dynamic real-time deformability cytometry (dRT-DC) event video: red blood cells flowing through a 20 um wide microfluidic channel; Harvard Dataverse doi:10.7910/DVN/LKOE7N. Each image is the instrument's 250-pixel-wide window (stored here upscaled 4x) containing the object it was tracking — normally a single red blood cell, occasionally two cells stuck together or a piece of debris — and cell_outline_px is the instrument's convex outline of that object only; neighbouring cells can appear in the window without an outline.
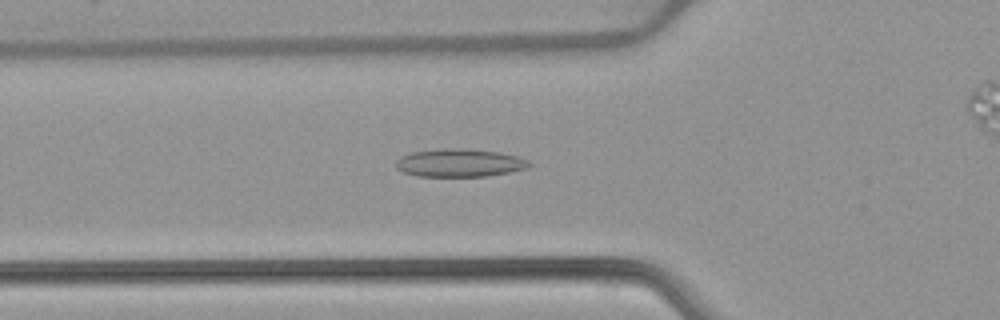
{"species": "common noctule bat (a hibernating species)", "species_latin": "Nyctalus noctula", "temperature_condition": "warm", "stored_images_in_passage": 53, "camera_frame_rate_fps": 3000, "um_per_image_px": 0.085, "animal": {"sex": "female", "body_mass_g": 22.7, "forearm_length_mm": 54.2}, "frame": {"image": 1, "passage_image": 18, "time_ms": 5.667, "image_size_px": [1000, 320], "cell_outline_px": [[532, 164], [528, 168], [508, 172], [484, 176], [416, 176], [404, 172], [396, 168], [396, 160], [400, 156], [412, 152], [440, 148], [468, 148], [500, 152], [516, 156], [528, 160]], "centroid_in_image_um": [39.05, 13.83], "position_along_channel_um": 86.8, "area_um2": 21.85}}
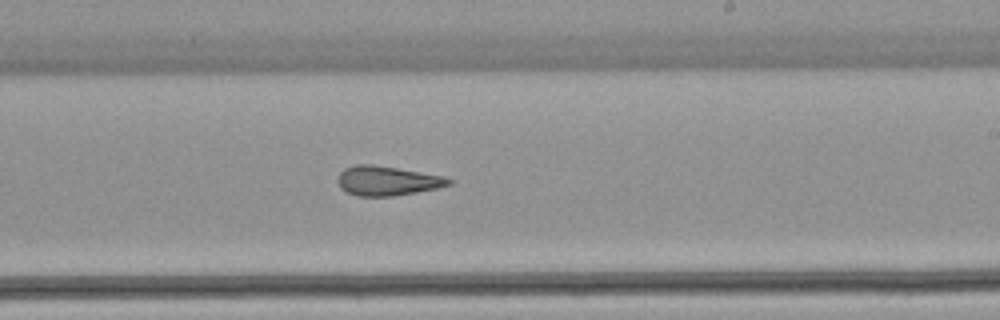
{"frame": {"image": 2, "passage_image": 31, "time_ms": 10.0, "image_size_px": [1000, 320], "cell_outline_px": [[452, 184], [436, 188], [416, 192], [392, 196], [356, 196], [340, 188], [336, 180], [340, 172], [344, 168], [356, 164], [372, 164], [444, 176], [452, 180]], "centroid_in_image_um": [32.87, 15.36], "position_along_channel_um": 256.1, "area_um2": 19.02}}
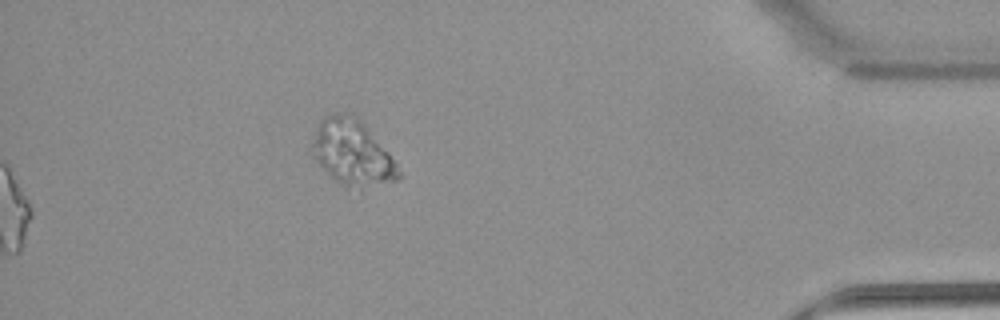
{"frame": {"image": 3, "passage_image": 53, "time_ms": 17.333, "image_size_px": [1000, 320], "cell_outline_px": [[400, 176], [396, 180], [360, 188], [348, 188], [340, 184], [324, 172], [312, 156], [312, 144], [316, 128], [320, 120], [324, 116], [332, 112], [344, 112], [356, 116], [364, 124], [388, 152], [396, 164], [400, 172]], "centroid_in_image_um": [29.89, 12.96], "position_along_channel_um": 405.3, "area_um2": 32.89}, "authors_computed_cell_mechanics": {"area_um2": 21.1548, "velocity_mm_per_s": 3.9009, "shape_relaxation_time_tau1_ms": null, "shape_relaxation_time_tau2_ms": 4.6097, "deformation_change_tau1": null, "deformation_change_tau2": 0.1554}}